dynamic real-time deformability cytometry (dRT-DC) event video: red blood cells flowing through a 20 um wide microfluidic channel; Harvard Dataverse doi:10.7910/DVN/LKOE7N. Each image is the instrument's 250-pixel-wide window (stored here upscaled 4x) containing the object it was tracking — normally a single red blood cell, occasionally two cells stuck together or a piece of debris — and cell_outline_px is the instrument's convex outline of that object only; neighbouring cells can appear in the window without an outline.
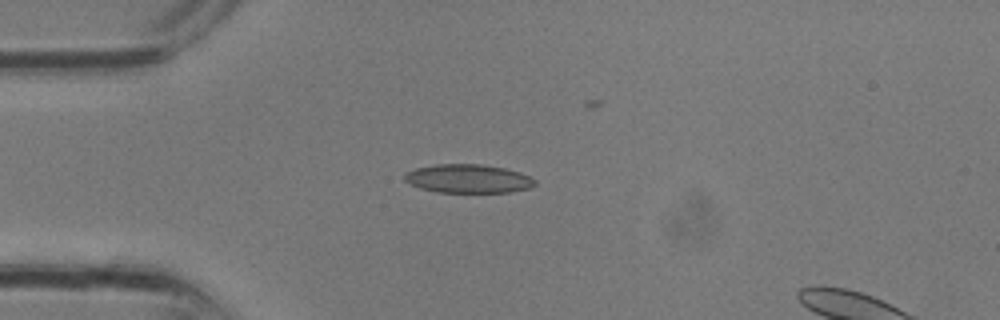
{"species": "common noctule bat (a hibernating species)", "species_latin": "Nyctalus noctula", "temperature_condition": "room temperature", "stored_images_in_passage": 3, "camera_frame_rate_fps": 3000, "um_per_image_px": 0.085, "animal": {"sex": "male", "body_mass_g": 13.3}, "frame": {"image": 1, "passage_image": 1, "time_ms": 0.0, "image_size_px": [1000, 320], "cell_outline_px": [[536, 184], [528, 188], [508, 192], [436, 192], [420, 188], [404, 180], [404, 176], [408, 172], [416, 168], [436, 164], [480, 164], [504, 168], [520, 172], [536, 180]], "centroid_in_image_um": [39.8, 15.18], "position_along_channel_um": 45.2, "area_um2": 21.56}}